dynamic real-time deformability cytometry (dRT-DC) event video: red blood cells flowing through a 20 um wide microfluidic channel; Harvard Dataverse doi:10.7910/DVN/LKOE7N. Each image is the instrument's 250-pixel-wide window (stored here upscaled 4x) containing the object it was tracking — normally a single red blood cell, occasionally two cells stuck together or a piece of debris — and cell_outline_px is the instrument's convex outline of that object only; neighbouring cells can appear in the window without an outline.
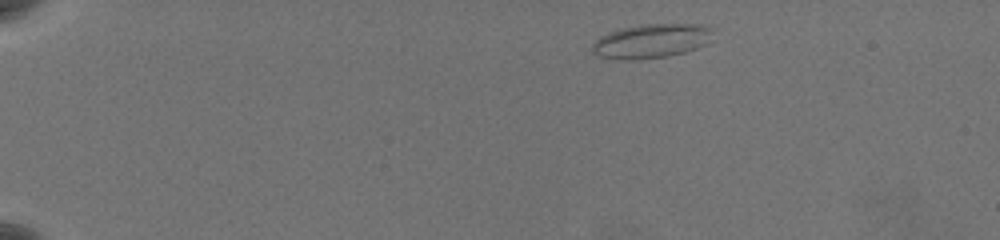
{"species": "common noctule bat (a hibernating species)", "species_latin": "Nyctalus noctula", "temperature_condition": "warm", "stored_images_in_passage": 50, "camera_frame_rate_fps": 3000, "um_per_image_px": 0.085, "animal": {"sex": "female", "body_mass_g": 19.5, "forearm_length_mm": 54.1}, "frame": {"image": 1, "passage_image": 1, "time_ms": 0.0, "image_size_px": [1000, 240], "cell_outline_px": [[716, 40], [696, 48], [684, 52], [668, 56], [632, 60], [624, 60], [600, 56], [592, 52], [592, 44], [600, 36], [608, 32], [624, 28], [644, 24], [704, 24], [712, 28]], "centroid_in_image_um": [55.44, 3.48], "position_along_channel_um": 29.6, "area_um2": 24.28}}
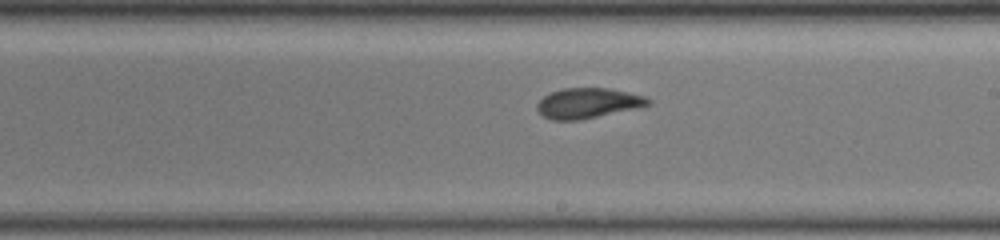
{"frame": {"image": 2, "passage_image": 28, "time_ms": 9.0, "image_size_px": [1000, 240], "cell_outline_px": [[652, 104], [636, 108], [580, 120], [552, 120], [544, 116], [536, 108], [536, 104], [544, 96], [552, 92], [564, 88], [608, 88], [644, 96], [652, 100]], "centroid_in_image_um": [49.97, 8.77], "position_along_channel_um": 239.0, "area_um2": 19.36}}
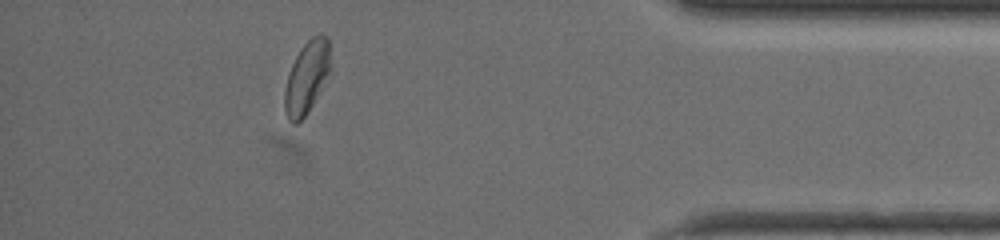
{"frame": {"image": 3, "passage_image": 45, "time_ms": 14.667, "image_size_px": [1000, 240], "cell_outline_px": [[332, 72], [312, 104], [304, 116], [296, 124], [292, 124], [288, 120], [284, 108], [284, 92], [288, 72], [300, 48], [312, 36], [320, 32], [328, 36], [332, 68]], "centroid_in_image_um": [26.11, 6.52], "position_along_channel_um": 409.1, "area_um2": 19.77}, "authors_computed_cell_mechanics": {"area_um2": 20.1433, "velocity_mm_per_s": 3.5696, "shape_relaxation_time_tau1_ms": 10.2247, "shape_relaxation_time_tau2_ms": 2.1109, "deformation_change_tau1": 0.1744, "deformation_change_tau2": 0.0834}}